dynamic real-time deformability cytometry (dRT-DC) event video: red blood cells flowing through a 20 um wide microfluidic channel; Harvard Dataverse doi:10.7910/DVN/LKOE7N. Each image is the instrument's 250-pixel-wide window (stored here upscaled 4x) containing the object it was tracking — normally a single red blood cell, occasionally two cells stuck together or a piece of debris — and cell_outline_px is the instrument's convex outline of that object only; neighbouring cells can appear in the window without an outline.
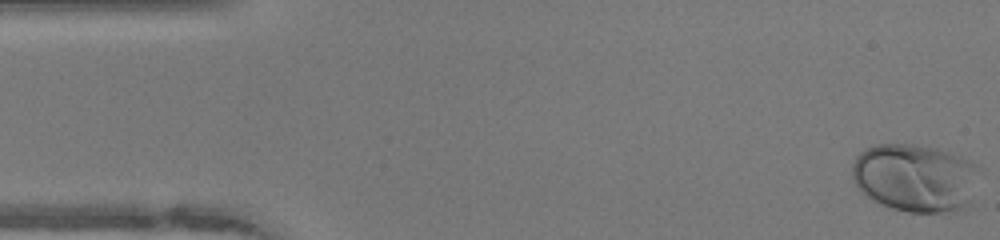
{"species": "human", "species_latin": "Homo sapiens", "temperature_condition": "warm", "stored_images_in_passage": 49, "camera_frame_rate_fps": 3000, "um_per_image_px": 0.085, "donor": {"sex": "female"}, "frame": {"image": 1, "passage_image": 1, "time_ms": 0.0, "image_size_px": [1000, 240], "cell_outline_px": [[972, 164], [968, 208], [940, 212], [908, 212], [892, 208], [880, 204], [864, 196], [860, 192], [852, 180], [852, 164], [856, 156], [864, 148], [876, 144], [912, 144], [936, 148], [960, 156]], "centroid_in_image_um": [77.6, 15.11], "position_along_channel_um": 7.4, "area_um2": 49.42}}
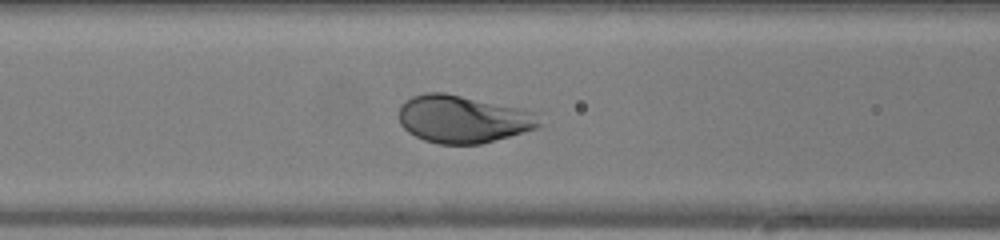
{"frame": {"image": 2, "passage_image": 19, "time_ms": 6.0, "image_size_px": [1000, 240], "cell_outline_px": [[544, 124], [540, 128], [480, 144], [440, 144], [424, 140], [408, 132], [400, 124], [400, 104], [404, 100], [412, 96], [424, 92], [444, 92], [524, 108], [540, 112]], "centroid_in_image_um": [39.44, 10.11], "position_along_channel_um": 127.2, "area_um2": 39.77}}
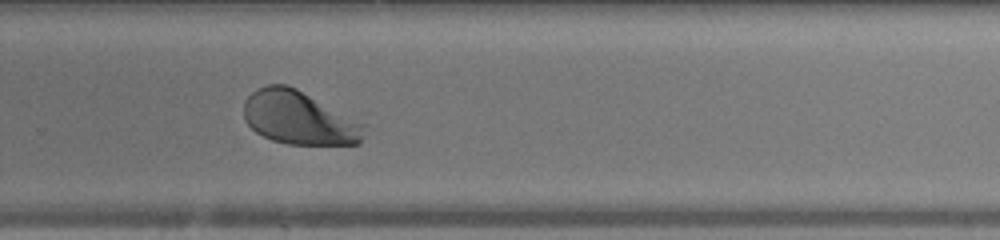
{"frame": {"image": 3, "passage_image": 32, "time_ms": 10.333, "image_size_px": [1000, 240], "cell_outline_px": [[364, 136], [360, 144], [288, 144], [272, 140], [256, 132], [244, 120], [244, 100], [256, 88], [268, 84], [284, 84], [296, 88], [364, 124]], "centroid_in_image_um": [25.38, 10.02], "position_along_channel_um": 304.4, "area_um2": 37.17}, "authors_computed_cell_mechanics": {"area_um2": 40.6912, "velocity_mm_per_s": 4.1007, "shape_relaxation_time_tau1_ms": 2.0468, "shape_relaxation_time_tau2_ms": null, "deformation_change_tau1": 0.1554, "deformation_change_tau2": null}}